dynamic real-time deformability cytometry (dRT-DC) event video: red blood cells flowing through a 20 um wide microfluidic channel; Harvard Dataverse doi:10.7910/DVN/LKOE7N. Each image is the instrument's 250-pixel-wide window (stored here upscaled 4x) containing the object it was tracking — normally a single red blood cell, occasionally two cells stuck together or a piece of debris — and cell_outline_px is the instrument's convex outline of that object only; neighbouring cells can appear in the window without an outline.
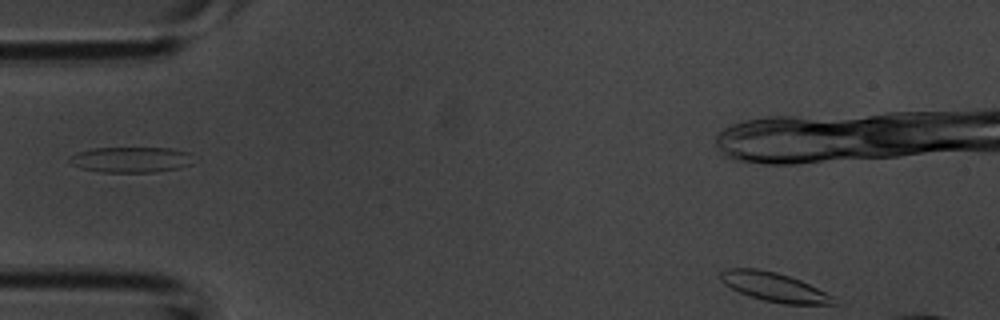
{"species": "common noctule bat (a hibernating species)", "species_latin": "Nyctalus noctula", "temperature_condition": "room temperature", "stored_images_in_passage": 8, "camera_frame_rate_fps": 3000, "um_per_image_px": 0.085, "animal": {"sex": "male", "body_mass_g": 20.1, "forearm_length_mm": 53.5}, "frame": {"image": 1, "passage_image": 1, "time_ms": 0.0, "image_size_px": [1000, 320], "cell_outline_px": [[840, 304], [784, 304], [764, 300], [740, 292], [724, 284], [720, 280], [720, 272], [724, 268], [756, 268], [776, 272], [800, 280], [836, 296]], "centroid_in_image_um": [65.86, 24.39], "position_along_channel_um": 19.1, "area_um2": 19.19}}